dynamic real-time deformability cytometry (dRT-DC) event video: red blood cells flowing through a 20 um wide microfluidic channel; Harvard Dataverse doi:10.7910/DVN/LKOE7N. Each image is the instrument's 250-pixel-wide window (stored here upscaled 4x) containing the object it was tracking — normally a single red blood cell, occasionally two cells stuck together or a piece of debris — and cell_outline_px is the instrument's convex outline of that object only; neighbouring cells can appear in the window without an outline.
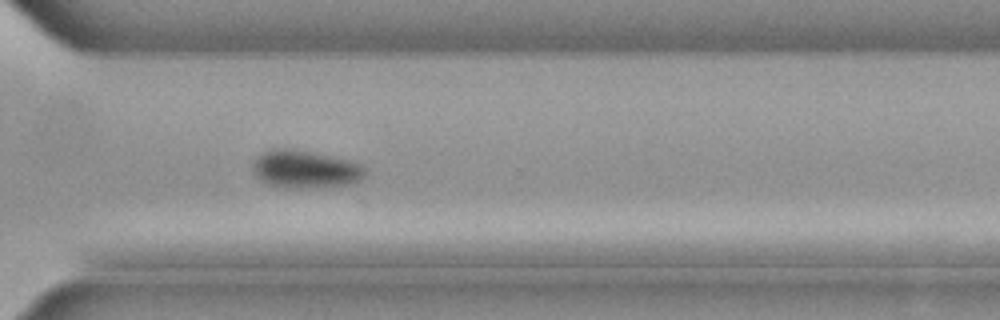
{"species": "common noctule bat (a hibernating species)", "species_latin": "Nyctalus noctula", "temperature_condition": "cold", "stored_images_in_passage": 39, "camera_frame_rate_fps": 3000, "um_per_image_px": 0.085, "animal": {"sex": "male", "body_mass_g": 21.5, "forearm_length_mm": 52.0}, "frame": {"image": 1, "passage_image": 28, "time_ms": 9.0, "image_size_px": [1000, 320], "cell_outline_px": [[364, 176], [356, 184], [316, 188], [284, 188], [268, 184], [260, 180], [256, 176], [252, 168], [252, 164], [264, 152], [284, 148], [348, 160], [364, 168]], "centroid_in_image_um": [25.94, 14.44], "position_along_channel_um": 344.7, "area_um2": 24.22}}
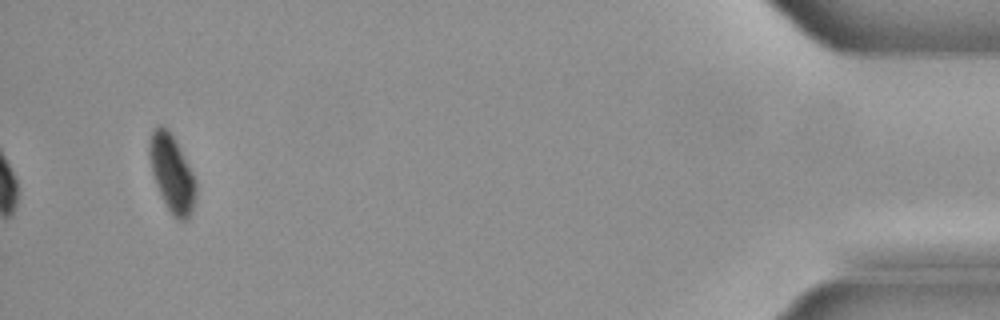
{"frame": {"image": 2, "passage_image": 39, "time_ms": 12.667, "image_size_px": [1000, 320], "cell_outline_px": [[196, 196], [188, 220], [180, 220], [172, 216], [156, 184], [152, 172], [148, 152], [148, 140], [152, 132], [160, 124], [168, 128], [188, 164], [196, 180]], "centroid_in_image_um": [14.6, 14.73], "position_along_channel_um": 420.6, "area_um2": 20.63}}